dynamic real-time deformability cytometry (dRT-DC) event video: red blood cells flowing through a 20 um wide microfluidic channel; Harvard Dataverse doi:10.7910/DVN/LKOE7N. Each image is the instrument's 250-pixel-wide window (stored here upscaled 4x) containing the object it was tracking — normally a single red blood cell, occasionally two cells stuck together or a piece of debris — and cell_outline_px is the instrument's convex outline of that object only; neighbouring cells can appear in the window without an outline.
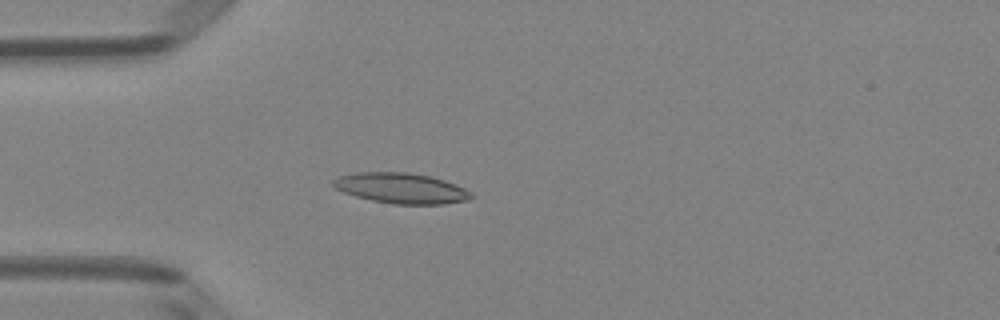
{"species": "Egyptian fruit bat (a non-hibernating species)", "species_latin": "Rousettus aegyptiacus", "temperature_condition": "room temperature", "stored_images_in_passage": 37, "camera_frame_rate_fps": 3000, "um_per_image_px": 0.085, "animal": {"sex": "female"}, "frame": {"image": 1, "passage_image": 1, "time_ms": 0.0, "image_size_px": [1000, 320], "cell_outline_px": [[476, 196], [472, 200], [444, 204], [392, 204], [372, 200], [356, 196], [344, 192], [336, 188], [332, 184], [332, 180], [336, 176], [356, 172], [408, 172], [432, 176], [456, 184], [472, 192]], "centroid_in_image_um": [34.15, 15.99], "position_along_channel_um": 50.9, "area_um2": 24.85}}
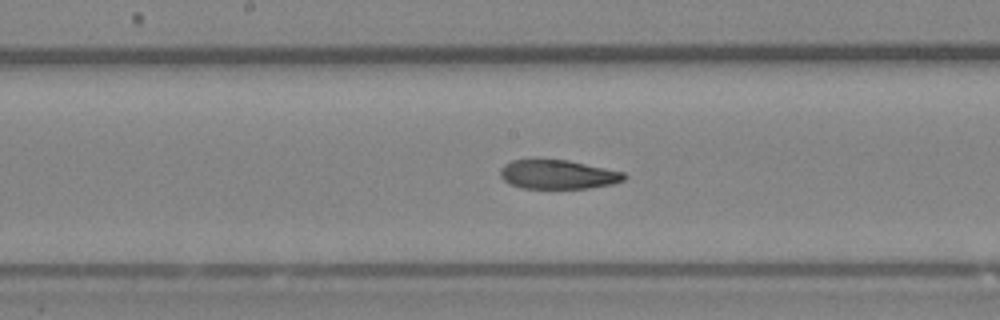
{"frame": {"image": 2, "passage_image": 13, "time_ms": 4.0, "image_size_px": [1000, 320], "cell_outline_px": [[628, 176], [624, 180], [612, 184], [588, 188], [520, 188], [508, 184], [500, 176], [500, 168], [504, 164], [512, 160], [536, 156], [568, 160], [624, 172]], "centroid_in_image_um": [47.35, 14.79], "position_along_channel_um": 200.9, "area_um2": 21.79}}
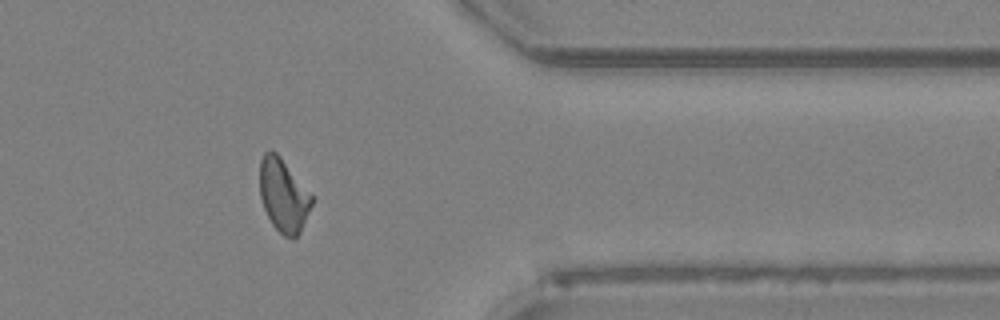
{"frame": {"image": 3, "passage_image": 28, "time_ms": 9.0, "image_size_px": [1000, 320], "cell_outline_px": [[312, 204], [300, 232], [292, 240], [284, 236], [272, 224], [264, 208], [260, 196], [260, 160], [264, 152], [276, 152], [280, 156], [312, 196]], "centroid_in_image_um": [24.07, 16.62], "position_along_channel_um": 387.3, "area_um2": 21.73}, "authors_computed_cell_mechanics": {"area_um2": 21.964, "velocity_mm_per_s": 4.031, "shape_relaxation_time_tau1_ms": null, "shape_relaxation_time_tau2_ms": 3.6115, "deformation_change_tau1": null, "deformation_change_tau2": 0.1122}}